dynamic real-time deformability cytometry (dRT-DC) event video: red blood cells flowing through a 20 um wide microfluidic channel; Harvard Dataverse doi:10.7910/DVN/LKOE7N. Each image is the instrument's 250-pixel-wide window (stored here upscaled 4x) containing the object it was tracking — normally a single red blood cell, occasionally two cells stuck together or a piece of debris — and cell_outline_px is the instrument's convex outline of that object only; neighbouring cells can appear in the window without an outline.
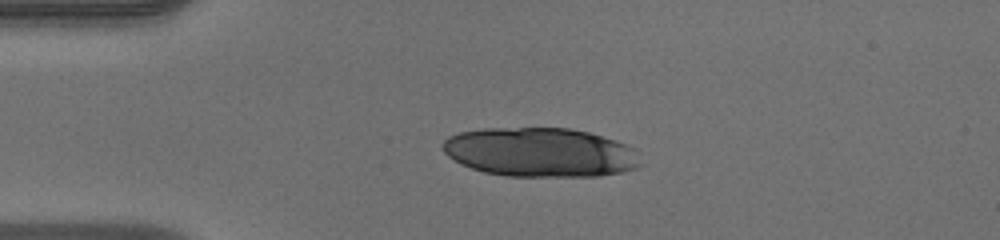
{"species": "human", "species_latin": "Homo sapiens", "temperature_condition": "warm", "stored_images_in_passage": 39, "segment_of_instrument_passage": [1, 2], "camera_frame_rate_fps": 3000, "um_per_image_px": 0.085, "donor": {"sex": "male"}, "frame": {"image": 1, "passage_image": 1, "time_ms": 0.0, "image_size_px": [1000, 240], "cell_outline_px": [[640, 164], [636, 168], [620, 172], [596, 176], [504, 176], [484, 172], [460, 164], [448, 156], [444, 152], [440, 144], [448, 136], [460, 132], [484, 128], [568, 128], [588, 132], [616, 140], [632, 148]], "centroid_in_image_um": [45.85, 12.94], "position_along_channel_um": 39.2, "area_um2": 56.59}}